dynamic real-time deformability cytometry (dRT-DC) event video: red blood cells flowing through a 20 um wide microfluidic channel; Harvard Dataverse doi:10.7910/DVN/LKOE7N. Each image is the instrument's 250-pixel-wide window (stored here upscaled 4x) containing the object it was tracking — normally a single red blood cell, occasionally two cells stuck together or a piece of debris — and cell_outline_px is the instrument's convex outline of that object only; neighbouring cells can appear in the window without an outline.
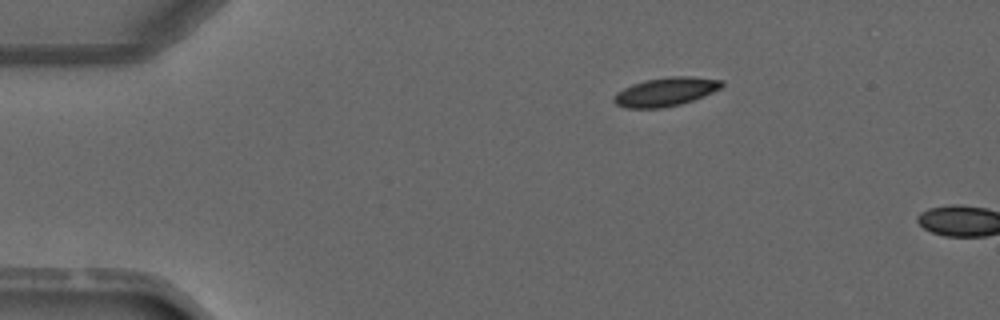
{"species": "common noctule bat (a hibernating species)", "species_latin": "Nyctalus noctula", "temperature_condition": "warm", "stored_images_in_passage": 2, "camera_frame_rate_fps": 3000, "um_per_image_px": 0.085, "animal": {"sex": "male", "forearm_length_mm": 52.5}, "frame": {"image": 1, "passage_image": 1, "time_ms": 0.0, "image_size_px": [1000, 320], "cell_outline_px": [[724, 84], [720, 88], [704, 96], [680, 104], [664, 108], [628, 108], [616, 104], [612, 100], [612, 96], [616, 92], [632, 84], [644, 80], [672, 76], [692, 76], [724, 80]], "centroid_in_image_um": [56.57, 7.79], "position_along_channel_um": 28.4, "area_um2": 18.15}}